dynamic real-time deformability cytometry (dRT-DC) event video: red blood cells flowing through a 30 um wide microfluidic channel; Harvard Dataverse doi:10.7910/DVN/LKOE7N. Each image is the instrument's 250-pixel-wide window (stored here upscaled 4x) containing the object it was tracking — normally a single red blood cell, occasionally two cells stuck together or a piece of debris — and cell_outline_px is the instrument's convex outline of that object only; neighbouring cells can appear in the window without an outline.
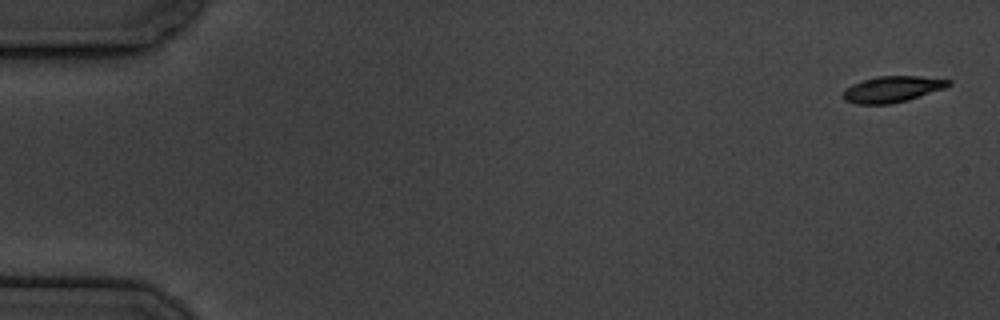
{"species": "common noctule bat (a hibernating species)", "species_latin": "Nyctalus noctula", "temperature_condition": "cold", "stored_images_in_passage": 8, "camera_frame_rate_fps": 3000, "um_per_image_px": 0.085, "animal": {"sex": "male", "body_mass_g": 19.5, "forearm_length_mm": 54.6}, "frame": {"image": 1, "passage_image": 1, "time_ms": 0.0, "image_size_px": [1000, 320], "cell_outline_px": [[952, 84], [944, 88], [908, 100], [888, 104], [856, 104], [844, 100], [844, 92], [852, 84], [876, 76], [916, 76], [952, 80]], "centroid_in_image_um": [75.86, 7.58], "position_along_channel_um": 9.1, "area_um2": 15.84}}
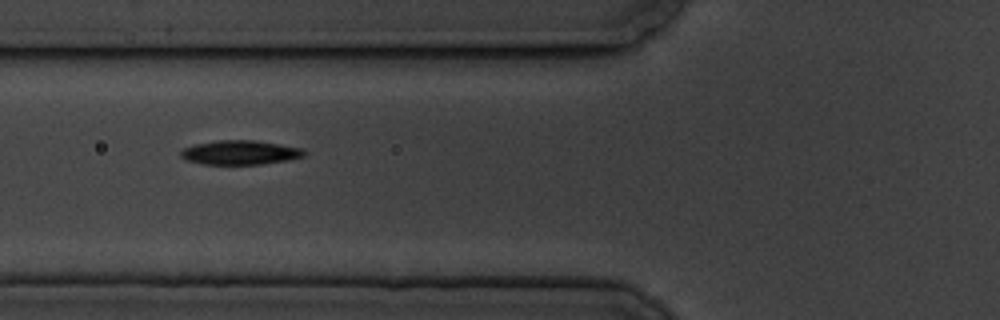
{"frame": {"image": 2, "passage_image": 7, "time_ms": 7.0, "image_size_px": [1000, 320], "cell_outline_px": [[308, 152], [304, 156], [288, 160], [260, 164], [204, 164], [184, 160], [180, 156], [180, 152], [184, 148], [196, 144], [216, 140], [252, 140], [304, 148]], "centroid_in_image_um": [20.42, 12.96], "position_along_channel_um": 105.4, "area_um2": 17.46}}
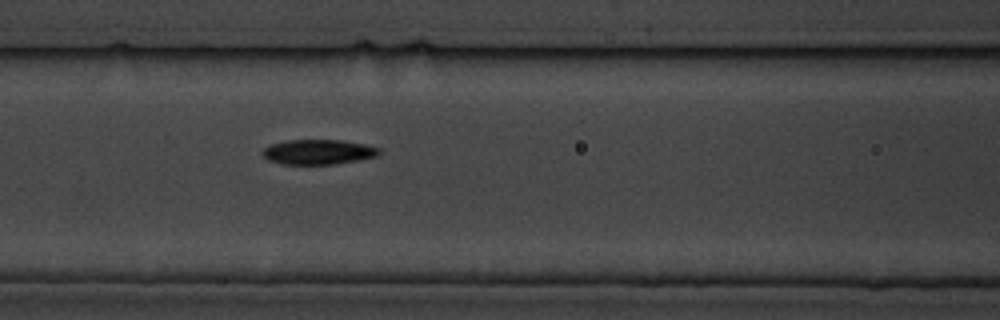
{"frame": {"image": 3, "passage_image": 8, "time_ms": 8.0, "image_size_px": [1000, 320], "cell_outline_px": [[380, 156], [360, 160], [336, 164], [280, 164], [268, 160], [260, 152], [264, 148], [272, 144], [288, 140], [344, 140], [364, 144], [380, 148]], "centroid_in_image_um": [27.08, 12.92], "position_along_channel_um": 139.5, "area_um2": 17.11}}